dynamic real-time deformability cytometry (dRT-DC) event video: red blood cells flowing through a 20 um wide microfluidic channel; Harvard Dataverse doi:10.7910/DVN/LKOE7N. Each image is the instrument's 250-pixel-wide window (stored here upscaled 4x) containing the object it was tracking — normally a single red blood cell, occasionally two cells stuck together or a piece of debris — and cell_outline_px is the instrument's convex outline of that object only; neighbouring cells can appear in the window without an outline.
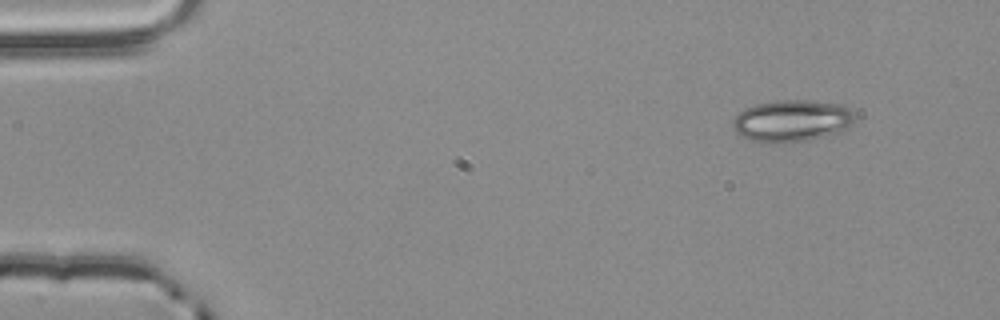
{"species": "common noctule bat (a hibernating species)", "species_latin": "Nyctalus noctula", "temperature_condition": "room temperature", "stored_images_in_passage": 3, "camera_frame_rate_fps": 3000, "um_per_image_px": 0.085, "animal": {"sex": "male", "body_mass_g": 20.4}, "frame": {"image": 1, "passage_image": 1, "time_ms": 0.0, "image_size_px": [1000, 320], "cell_outline_px": [[856, 116], [844, 132], [812, 140], [784, 144], [748, 140], [740, 136], [732, 128], [732, 120], [744, 108], [756, 104], [780, 100], [812, 100], [844, 104]], "centroid_in_image_um": [67.32, 10.28], "position_along_channel_um": 17.7, "area_um2": 30.46}}